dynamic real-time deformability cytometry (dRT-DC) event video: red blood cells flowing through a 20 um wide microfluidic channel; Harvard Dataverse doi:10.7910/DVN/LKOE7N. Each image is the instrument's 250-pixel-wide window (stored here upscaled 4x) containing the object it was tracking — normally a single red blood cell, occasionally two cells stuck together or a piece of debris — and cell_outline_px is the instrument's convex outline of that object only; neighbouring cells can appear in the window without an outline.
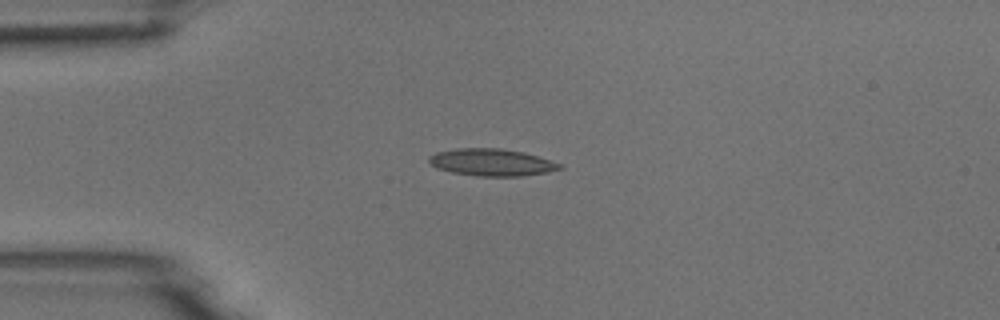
{"species": "common noctule bat (a hibernating species)", "species_latin": "Nyctalus noctula", "temperature_condition": "room temperature", "stored_images_in_passage": 41, "camera_frame_rate_fps": 3000, "um_per_image_px": 0.085, "animal": {"sex": "male", "body_mass_g": 18.8}, "frame": {"image": 1, "passage_image": 1, "time_ms": 0.0, "image_size_px": [1000, 320], "cell_outline_px": [[564, 168], [548, 172], [520, 176], [476, 176], [452, 172], [436, 168], [428, 160], [428, 156], [436, 152], [456, 148], [500, 148], [524, 152], [560, 164]], "centroid_in_image_um": [41.75, 13.8], "position_along_channel_um": 43.2, "area_um2": 20.58}}
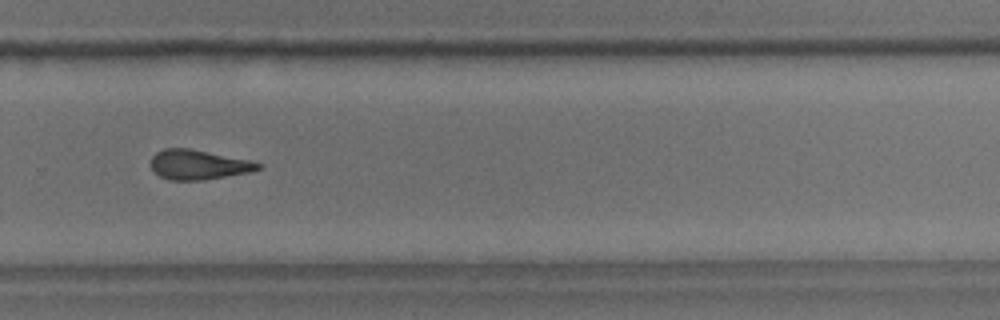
{"frame": {"image": 2, "passage_image": 24, "time_ms": 7.667, "image_size_px": [1000, 320], "cell_outline_px": [[264, 168], [252, 172], [204, 180], [168, 180], [160, 176], [152, 168], [152, 156], [156, 152], [164, 148], [188, 148], [248, 160], [264, 164]], "centroid_in_image_um": [16.91, 14.01], "position_along_channel_um": 312.9, "area_um2": 18.55}}
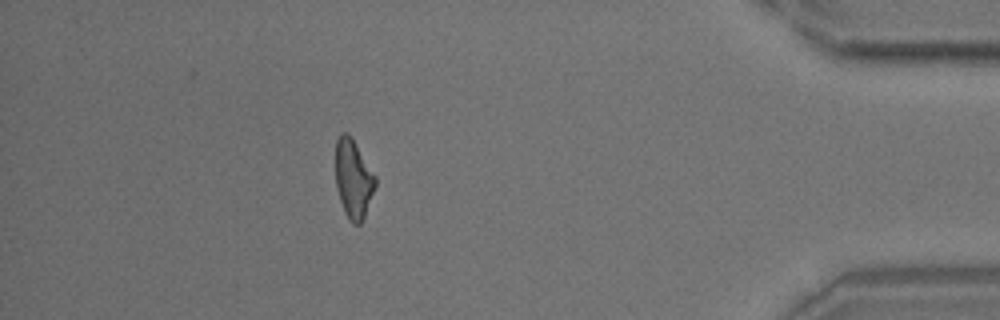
{"frame": {"image": 3, "passage_image": 35, "time_ms": 11.333, "image_size_px": [1000, 320], "cell_outline_px": [[376, 184], [364, 216], [360, 224], [352, 224], [348, 220], [344, 212], [336, 188], [336, 140], [340, 132], [348, 132], [352, 136], [376, 176]], "centroid_in_image_um": [30.02, 15.16], "position_along_channel_um": 405.2, "area_um2": 18.38}, "authors_computed_cell_mechanics": {"area_um2": 18.9584, "velocity_mm_per_s": 3.7835, "shape_relaxation_time_tau1_ms": null, "shape_relaxation_time_tau2_ms": 3.3488, "deformation_change_tau1": null, "deformation_change_tau2": 0.133}}